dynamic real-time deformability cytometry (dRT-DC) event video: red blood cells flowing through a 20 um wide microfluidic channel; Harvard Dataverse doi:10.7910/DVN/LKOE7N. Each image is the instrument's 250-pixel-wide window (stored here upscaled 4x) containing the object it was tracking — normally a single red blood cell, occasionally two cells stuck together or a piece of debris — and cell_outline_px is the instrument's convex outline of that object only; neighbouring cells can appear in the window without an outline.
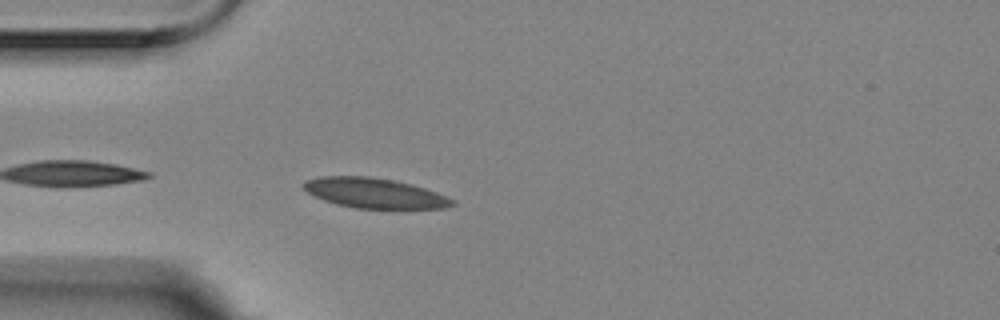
{"species": "Egyptian fruit bat (a non-hibernating species)", "species_latin": "Rousettus aegyptiacus", "temperature_condition": "room temperature", "stored_images_in_passage": 4, "camera_frame_rate_fps": 3000, "um_per_image_px": 0.085, "animal": {"sex": "female"}, "frame": {"image": 1, "passage_image": 4, "time_ms": 1.0, "image_size_px": [1000, 320], "cell_outline_px": [[456, 204], [444, 208], [356, 208], [336, 204], [324, 200], [308, 192], [300, 184], [304, 180], [320, 176], [368, 176], [392, 180], [424, 188], [436, 192], [456, 200]], "centroid_in_image_um": [31.8, 16.41], "position_along_channel_um": 53.2, "area_um2": 25.84}}